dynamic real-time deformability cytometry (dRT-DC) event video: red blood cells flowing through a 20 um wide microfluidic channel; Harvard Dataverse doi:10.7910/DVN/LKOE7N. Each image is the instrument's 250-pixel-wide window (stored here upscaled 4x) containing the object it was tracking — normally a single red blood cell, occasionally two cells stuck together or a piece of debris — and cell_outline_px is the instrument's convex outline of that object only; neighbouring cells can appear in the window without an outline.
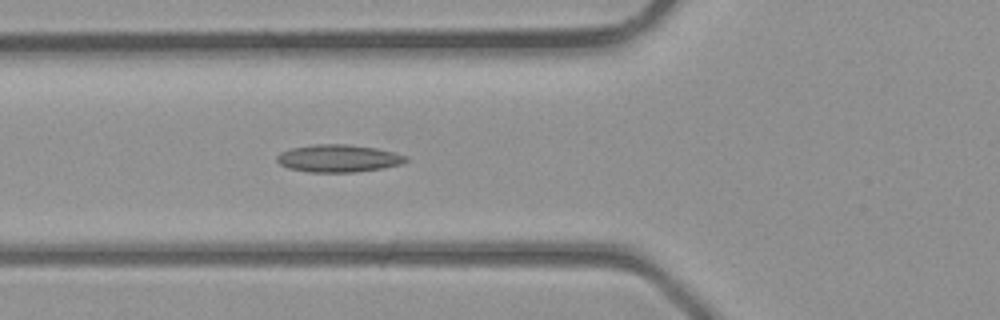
{"species": "common noctule bat (a hibernating species)", "species_latin": "Nyctalus noctula", "temperature_condition": "room temperature", "stored_images_in_passage": 37, "camera_frame_rate_fps": 3000, "um_per_image_px": 0.085, "animal": {"sex": "male", "body_mass_g": 23.1, "forearm_length_mm": 52.7}, "frame": {"image": 1, "passage_image": 13, "time_ms": 4.0, "image_size_px": [1000, 320], "cell_outline_px": [[408, 160], [400, 164], [384, 168], [356, 172], [308, 172], [288, 168], [280, 164], [276, 160], [276, 156], [280, 152], [292, 148], [316, 144], [348, 144], [376, 148], [408, 156]], "centroid_in_image_um": [28.75, 13.46], "position_along_channel_um": 97.0, "area_um2": 20.69}}
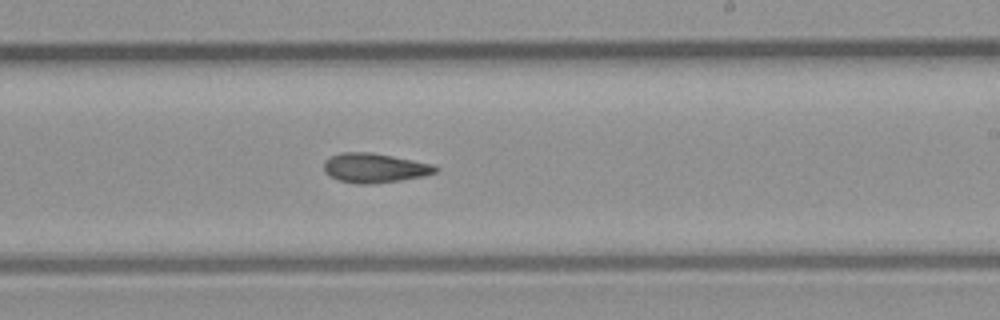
{"frame": {"image": 2, "passage_image": 22, "time_ms": 7.0, "image_size_px": [1000, 320], "cell_outline_px": [[440, 168], [436, 172], [424, 176], [400, 180], [368, 184], [360, 184], [340, 180], [324, 172], [324, 160], [340, 152], [372, 152], [432, 164]], "centroid_in_image_um": [31.84, 14.26], "position_along_channel_um": 257.2, "area_um2": 18.96}}
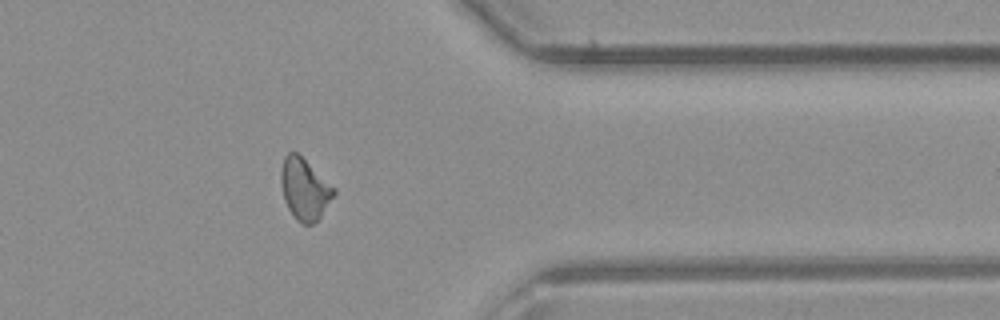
{"frame": {"image": 3, "passage_image": 30, "time_ms": 9.667, "image_size_px": [1000, 320], "cell_outline_px": [[336, 192], [320, 216], [312, 224], [304, 224], [296, 220], [288, 208], [284, 200], [280, 180], [280, 172], [284, 156], [288, 152], [296, 152], [336, 188]], "centroid_in_image_um": [25.87, 16.06], "position_along_channel_um": 385.5, "area_um2": 18.73}}